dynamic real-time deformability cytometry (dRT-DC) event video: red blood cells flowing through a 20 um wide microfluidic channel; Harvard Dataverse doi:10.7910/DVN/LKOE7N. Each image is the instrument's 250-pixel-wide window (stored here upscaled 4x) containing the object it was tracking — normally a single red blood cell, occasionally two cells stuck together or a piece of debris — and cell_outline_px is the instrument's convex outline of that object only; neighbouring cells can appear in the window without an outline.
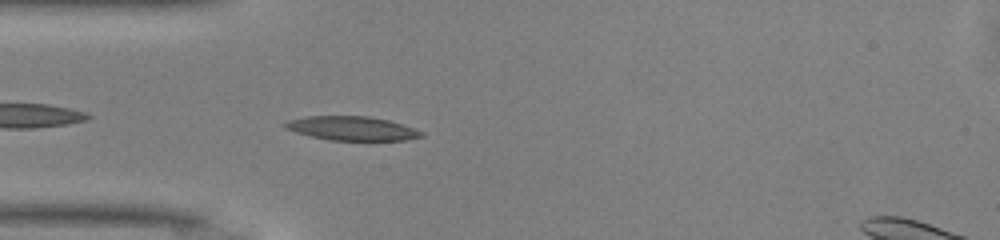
{"species": "common noctule bat (a hibernating species)", "species_latin": "Nyctalus noctula", "temperature_condition": "warm", "stored_images_in_passage": 31, "camera_frame_rate_fps": 3000, "um_per_image_px": 0.085, "animal": {"sex": "male", "body_mass_g": 13.0, "forearm_length_mm": 53.1}, "frame": {"image": 1, "passage_image": 3, "time_ms": 0.667, "image_size_px": [1000, 240], "cell_outline_px": [[424, 136], [404, 140], [328, 140], [296, 132], [284, 128], [284, 124], [288, 120], [308, 116], [368, 116], [388, 120], [424, 132]], "centroid_in_image_um": [29.9, 10.91], "position_along_channel_um": 55.1, "area_um2": 18.84}}
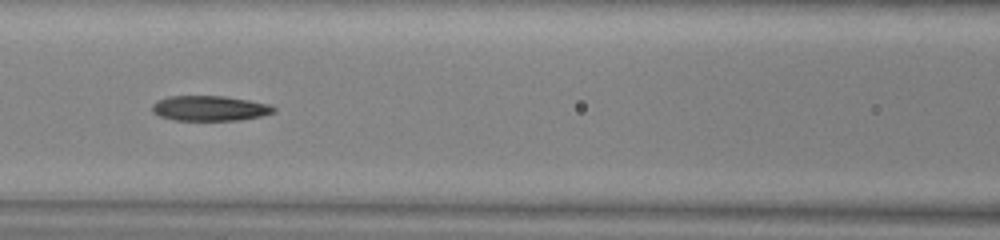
{"frame": {"image": 2, "passage_image": 10, "time_ms": 3.0, "image_size_px": [1000, 240], "cell_outline_px": [[276, 112], [260, 116], [240, 120], [176, 120], [160, 116], [152, 112], [152, 104], [168, 96], [224, 96], [248, 100], [268, 104], [276, 108]], "centroid_in_image_um": [17.84, 9.2], "position_along_channel_um": 148.8, "area_um2": 17.69}}
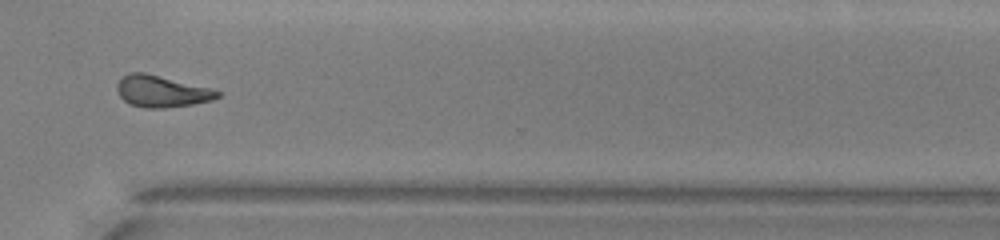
{"frame": {"image": 3, "passage_image": 25, "time_ms": 8.0, "image_size_px": [1000, 240], "cell_outline_px": [[220, 96], [212, 100], [192, 104], [164, 108], [144, 108], [128, 104], [120, 96], [116, 88], [116, 84], [128, 72], [144, 72], [208, 88], [220, 92]], "centroid_in_image_um": [13.68, 7.77], "position_along_channel_um": 356.9, "area_um2": 18.26}, "authors_computed_cell_mechanics": {"area_um2": 18.3804, "velocity_mm_per_s": 4.1619, "shape_relaxation_time_tau1_ms": null, "shape_relaxation_time_tau2_ms": 3.5457, "deformation_change_tau1": null, "deformation_change_tau2": 0.1294}}